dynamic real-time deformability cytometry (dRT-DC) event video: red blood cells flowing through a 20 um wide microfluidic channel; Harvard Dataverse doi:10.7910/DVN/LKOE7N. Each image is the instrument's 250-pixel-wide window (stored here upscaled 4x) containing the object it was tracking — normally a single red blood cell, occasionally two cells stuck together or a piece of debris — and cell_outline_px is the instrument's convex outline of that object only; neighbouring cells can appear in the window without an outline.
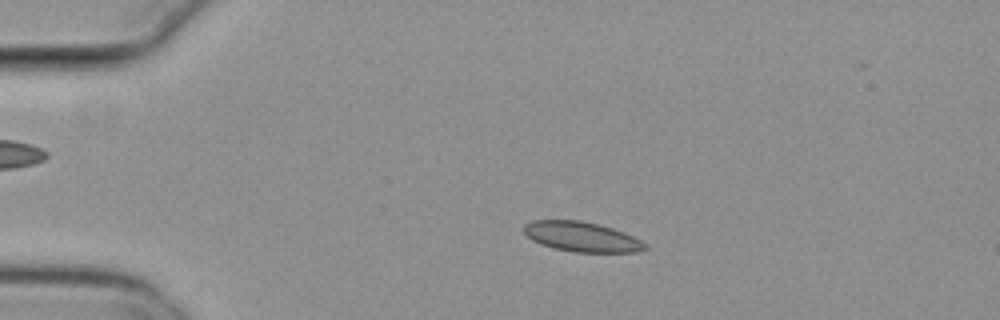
{"species": "common noctule bat (a hibernating species)", "species_latin": "Nyctalus noctula", "temperature_condition": "cold", "stored_images_in_passage": 53, "camera_frame_rate_fps": 3000, "um_per_image_px": 0.085, "animal": {"sex": "female", "body_mass_g": 29.2, "forearm_length_mm": 56.3}, "frame": {"image": 1, "passage_image": 10, "time_ms": 3.0, "image_size_px": [1000, 320], "cell_outline_px": [[648, 248], [636, 252], [572, 252], [540, 244], [532, 240], [524, 232], [524, 224], [532, 220], [580, 220], [600, 224], [624, 232], [648, 244]], "centroid_in_image_um": [49.45, 20.12], "position_along_channel_um": 35.5, "area_um2": 21.15}}
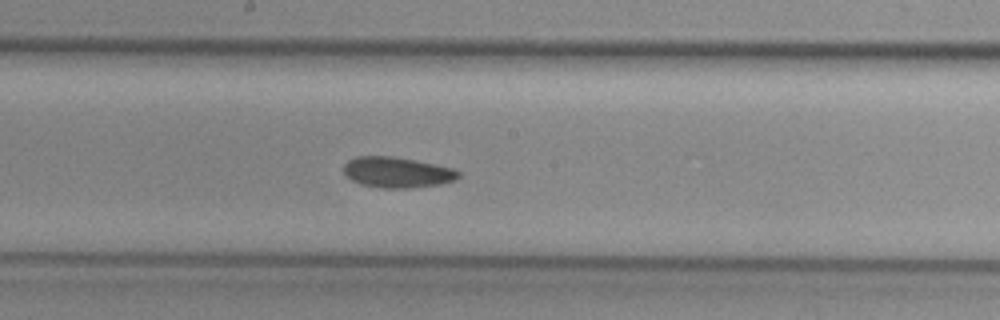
{"frame": {"image": 2, "passage_image": 28, "time_ms": 9.0, "image_size_px": [1000, 320], "cell_outline_px": [[460, 176], [456, 180], [440, 184], [408, 188], [384, 188], [360, 184], [352, 180], [344, 172], [344, 164], [348, 160], [356, 156], [392, 156], [416, 160], [452, 168], [460, 172]], "centroid_in_image_um": [33.76, 14.64], "position_along_channel_um": 214.4, "area_um2": 20.46}}
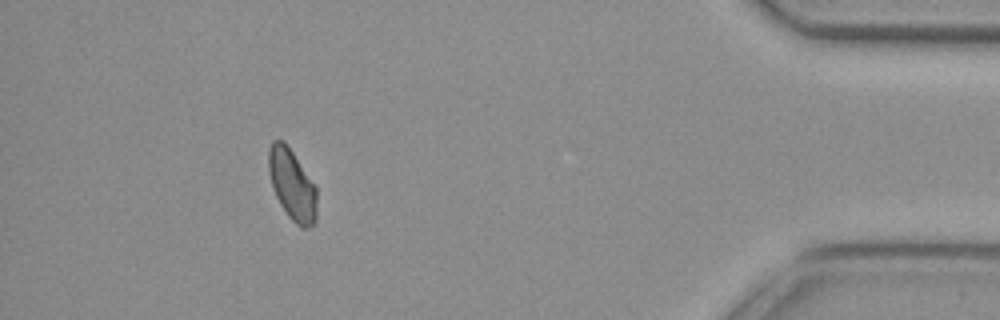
{"frame": {"image": 3, "passage_image": 48, "time_ms": 15.667, "image_size_px": [1000, 320], "cell_outline_px": [[316, 220], [308, 228], [300, 228], [288, 216], [280, 204], [276, 196], [268, 172], [268, 148], [272, 140], [284, 140], [316, 188]], "centroid_in_image_um": [24.8, 15.7], "position_along_channel_um": 410.4, "area_um2": 19.71}, "authors_computed_cell_mechanics": {"area_um2": 20.2878, "velocity_mm_per_s": 3.769, "shape_relaxation_time_tau1_ms": null, "shape_relaxation_time_tau2_ms": 4.9349, "deformation_change_tau1": null, "deformation_change_tau2": 0.1039}}